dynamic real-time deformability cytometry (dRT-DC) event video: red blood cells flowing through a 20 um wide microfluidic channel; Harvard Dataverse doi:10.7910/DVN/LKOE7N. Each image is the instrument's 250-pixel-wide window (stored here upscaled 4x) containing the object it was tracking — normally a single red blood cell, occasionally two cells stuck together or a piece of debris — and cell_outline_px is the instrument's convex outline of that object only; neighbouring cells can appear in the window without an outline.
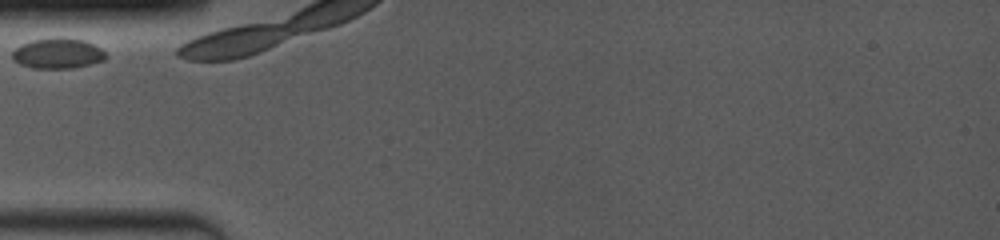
{"species": "common noctule bat (a hibernating species)", "species_latin": "Nyctalus noctula", "temperature_condition": "room temperature", "stored_images_in_passage": 2, "camera_frame_rate_fps": 4000, "um_per_image_px": 0.085, "animal": {"sex": "female", "body_mass_g": 19.0, "forearm_length_mm": 53.3}, "frame": {"image": 1, "passage_image": 1, "time_ms": 0.0, "image_size_px": [1000, 240], "cell_outline_px": [[108, 56], [104, 60], [92, 64], [72, 68], [32, 68], [20, 64], [12, 56], [12, 52], [20, 44], [32, 40], [84, 40], [100, 48]], "centroid_in_image_um": [4.92, 4.58], "position_along_channel_um": 80.1, "area_um2": 15.9}}